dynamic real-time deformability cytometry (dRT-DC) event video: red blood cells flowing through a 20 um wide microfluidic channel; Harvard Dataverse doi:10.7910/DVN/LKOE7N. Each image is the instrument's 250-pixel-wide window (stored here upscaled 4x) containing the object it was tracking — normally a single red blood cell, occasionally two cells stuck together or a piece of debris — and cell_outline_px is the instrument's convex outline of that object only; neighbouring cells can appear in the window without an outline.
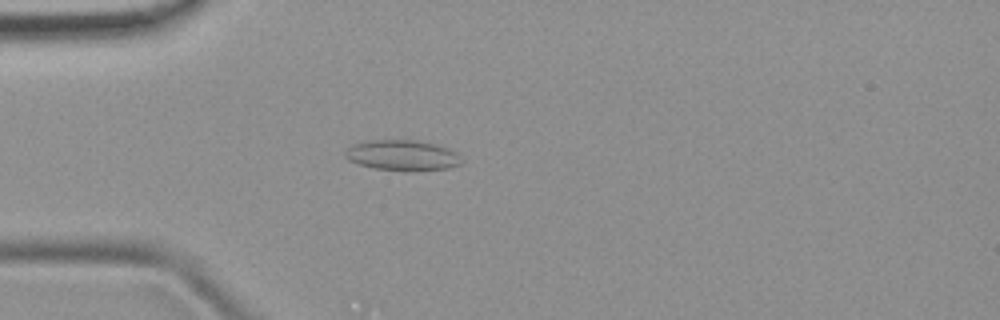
{"species": "common noctule bat (a hibernating species)", "species_latin": "Nyctalus noctula", "temperature_condition": "room temperature", "stored_images_in_passage": 37, "camera_frame_rate_fps": 3000, "um_per_image_px": 0.085, "animal": {"sex": "female", "body_mass_g": 19.9}, "frame": {"image": 1, "passage_image": 2, "time_ms": 0.333, "image_size_px": [1000, 320], "cell_outline_px": [[464, 164], [448, 168], [372, 168], [348, 160], [344, 156], [344, 152], [348, 148], [356, 144], [372, 140], [416, 140], [448, 148], [456, 152]], "centroid_in_image_um": [34.19, 13.16], "position_along_channel_um": 50.8, "area_um2": 19.65}}
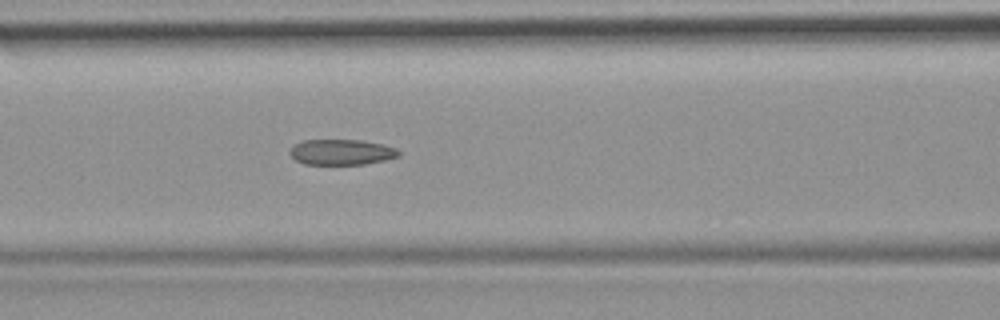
{"frame": {"image": 2, "passage_image": 9, "time_ms": 2.667, "image_size_px": [1000, 320], "cell_outline_px": [[400, 156], [384, 160], [364, 164], [304, 164], [296, 160], [288, 152], [300, 140], [360, 140], [384, 144], [396, 148], [400, 152]], "centroid_in_image_um": [29.04, 12.92], "position_along_channel_um": 137.6, "area_um2": 16.18}}
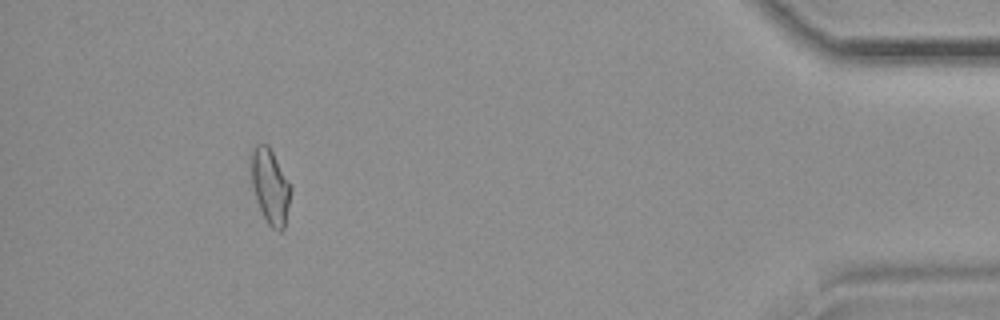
{"frame": {"image": 3, "passage_image": 33, "time_ms": 10.667, "image_size_px": [1000, 320], "cell_outline_px": [[292, 188], [284, 228], [280, 232], [272, 228], [268, 224], [260, 208], [252, 184], [248, 156], [252, 148], [256, 144], [268, 144]], "centroid_in_image_um": [22.93, 15.79], "position_along_channel_um": 412.3, "area_um2": 17.34}}